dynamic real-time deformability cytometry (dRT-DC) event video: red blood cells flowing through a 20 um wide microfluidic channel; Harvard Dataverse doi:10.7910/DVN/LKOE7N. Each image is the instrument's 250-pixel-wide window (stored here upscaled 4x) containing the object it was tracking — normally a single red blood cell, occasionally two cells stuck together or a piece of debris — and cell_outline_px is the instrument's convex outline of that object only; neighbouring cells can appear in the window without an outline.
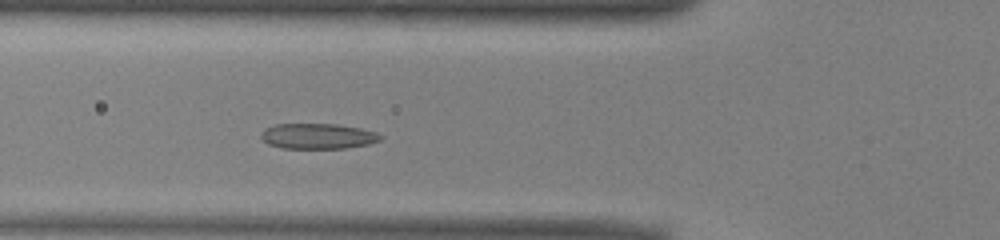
{"species": "common noctule bat (a hibernating species)", "species_latin": "Nyctalus noctula", "temperature_condition": "warm", "stored_images_in_passage": 44, "segment_of_instrument_passage": [1, 2], "camera_frame_rate_fps": 3000, "um_per_image_px": 0.085, "animal": {"sex": "male", "body_mass_g": 13.0, "forearm_length_mm": 53.1}, "frame": {"image": 1, "passage_image": 10, "time_ms": 3.0, "image_size_px": [1000, 240], "cell_outline_px": [[384, 136], [380, 140], [368, 144], [348, 148], [284, 148], [268, 144], [260, 136], [260, 132], [264, 128], [276, 124], [340, 124], [360, 128], [376, 132]], "centroid_in_image_um": [27.02, 11.56], "position_along_channel_um": 98.8, "area_um2": 17.8}}
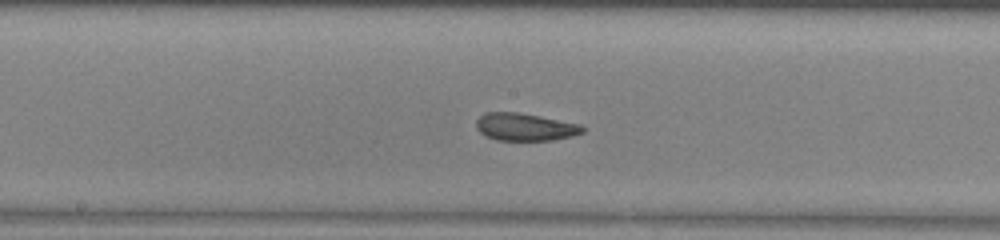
{"frame": {"image": 2, "passage_image": 18, "time_ms": 5.667, "image_size_px": [1000, 240], "cell_outline_px": [[584, 132], [572, 136], [552, 140], [496, 140], [484, 136], [476, 128], [476, 120], [484, 112], [520, 112], [580, 124], [584, 128]], "centroid_in_image_um": [44.59, 10.79], "position_along_channel_um": 203.6, "area_um2": 17.17}}
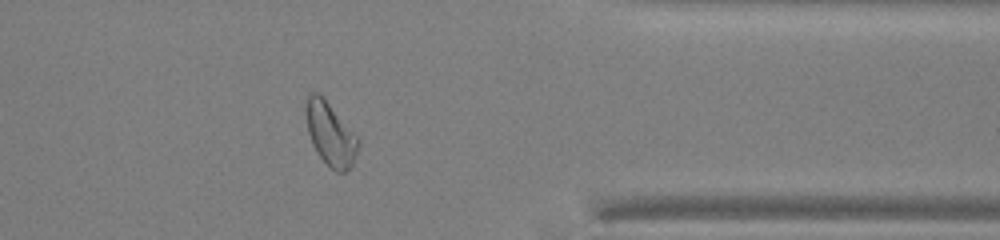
{"frame": {"image": 3, "passage_image": 33, "time_ms": 10.667, "image_size_px": [1000, 240], "cell_outline_px": [[360, 144], [352, 164], [344, 172], [336, 172], [316, 152], [312, 144], [308, 132], [304, 112], [304, 108], [308, 92], [320, 92], [324, 96], [360, 140]], "centroid_in_image_um": [28.05, 11.31], "position_along_channel_um": 383.4, "area_um2": 19.48}}